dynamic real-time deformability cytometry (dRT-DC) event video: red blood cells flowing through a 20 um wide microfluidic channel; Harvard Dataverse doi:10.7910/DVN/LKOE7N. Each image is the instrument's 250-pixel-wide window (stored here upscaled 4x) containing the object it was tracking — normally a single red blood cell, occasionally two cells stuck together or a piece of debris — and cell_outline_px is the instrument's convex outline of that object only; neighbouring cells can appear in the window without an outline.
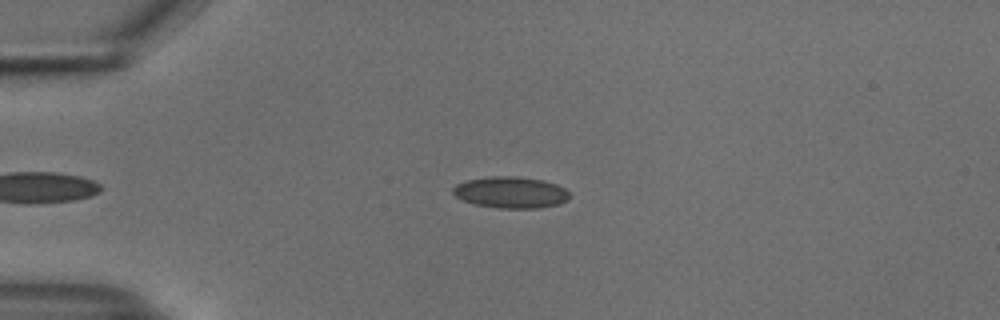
{"species": "common noctule bat (a hibernating species)", "species_latin": "Nyctalus noctula", "temperature_condition": "cold", "stored_images_in_passage": 40, "camera_frame_rate_fps": 3000, "um_per_image_px": 0.085, "animal": {"sex": "male", "body_mass_g": 18.8}, "frame": {"image": 1, "passage_image": 4, "time_ms": 1.0, "image_size_px": [1000, 320], "cell_outline_px": [[568, 200], [560, 204], [536, 208], [496, 208], [476, 204], [464, 200], [456, 196], [452, 192], [452, 188], [456, 184], [468, 180], [488, 176], [516, 176], [544, 180], [556, 184], [564, 188], [568, 192]], "centroid_in_image_um": [43.41, 16.34], "position_along_channel_um": 41.6, "area_um2": 21.33}}
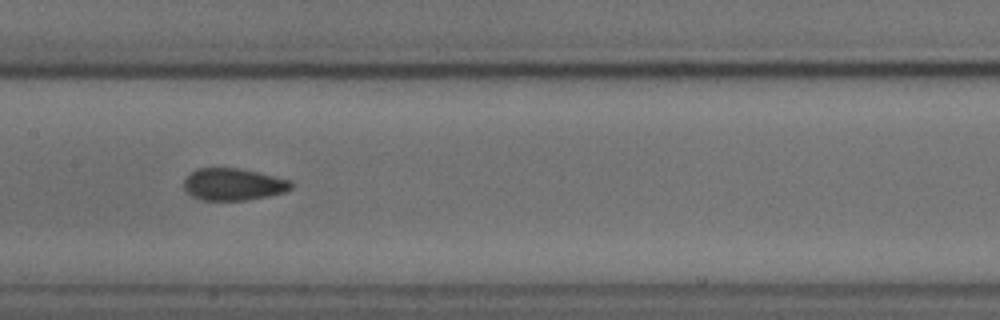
{"frame": {"image": 2, "passage_image": 18, "time_ms": 5.667, "image_size_px": [1000, 320], "cell_outline_px": [[292, 188], [284, 192], [268, 196], [248, 200], [200, 200], [192, 196], [184, 188], [184, 180], [196, 168], [236, 168], [260, 172], [292, 180]], "centroid_in_image_um": [19.86, 15.67], "position_along_channel_um": 187.5, "area_um2": 20.11}}
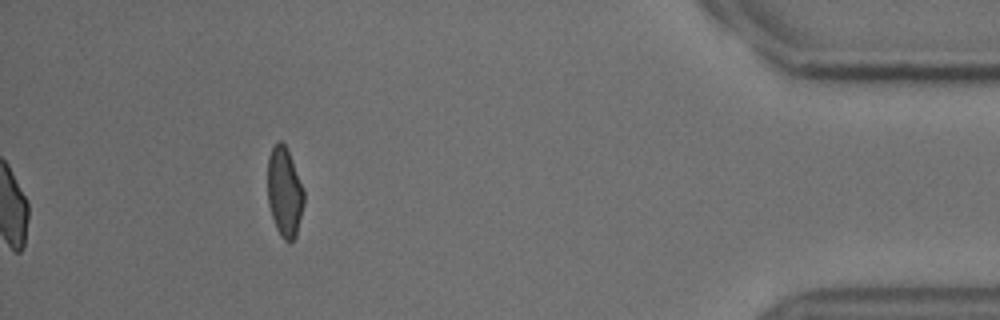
{"frame": {"image": 3, "passage_image": 40, "time_ms": 13.0, "image_size_px": [1000, 320], "cell_outline_px": [[304, 204], [296, 236], [288, 244], [280, 236], [276, 228], [268, 204], [268, 156], [272, 148], [280, 140], [284, 144], [292, 160], [304, 192]], "centroid_in_image_um": [24.18, 16.37], "position_along_channel_um": 411.0, "area_um2": 18.79}, "authors_computed_cell_mechanics": {"area_um2": 20.2589, "velocity_mm_per_s": 3.7477, "shape_relaxation_time_tau1_ms": 4.417, "shape_relaxation_time_tau2_ms": 1.3945, "deformation_change_tau1": 0.1075, "deformation_change_tau2": 0.041}}